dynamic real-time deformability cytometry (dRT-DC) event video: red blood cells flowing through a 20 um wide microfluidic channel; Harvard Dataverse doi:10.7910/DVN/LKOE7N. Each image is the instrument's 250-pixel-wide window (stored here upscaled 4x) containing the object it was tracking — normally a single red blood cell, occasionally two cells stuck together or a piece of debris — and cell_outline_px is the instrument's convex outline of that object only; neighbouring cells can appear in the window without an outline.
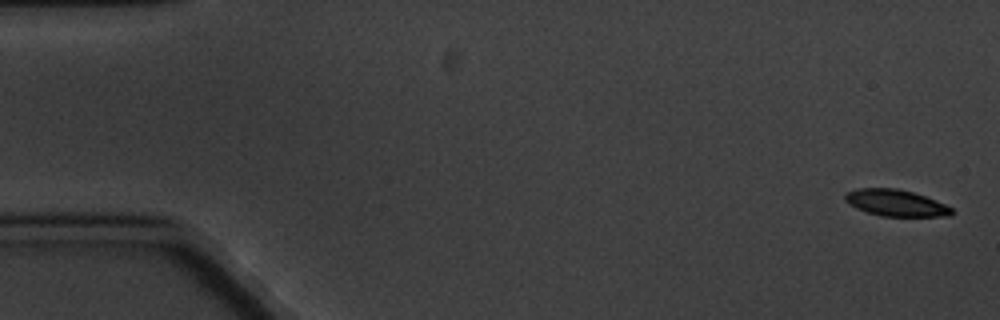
{"species": "common noctule bat (a hibernating species)", "species_latin": "Nyctalus noctula", "temperature_condition": "cold", "stored_images_in_passage": 10, "camera_frame_rate_fps": 3000, "um_per_image_px": 0.085, "animal": {"sex": "male", "body_mass_g": 20.1, "forearm_length_mm": 53.5}, "frame": {"image": 1, "passage_image": 1, "time_ms": 0.0, "image_size_px": [1000, 320], "cell_outline_px": [[956, 212], [948, 216], [880, 216], [856, 208], [848, 204], [844, 200], [844, 196], [848, 192], [856, 188], [896, 188], [912, 192], [936, 200], [952, 208]], "centroid_in_image_um": [76.13, 17.25], "position_along_channel_um": 8.9, "area_um2": 16.47}}
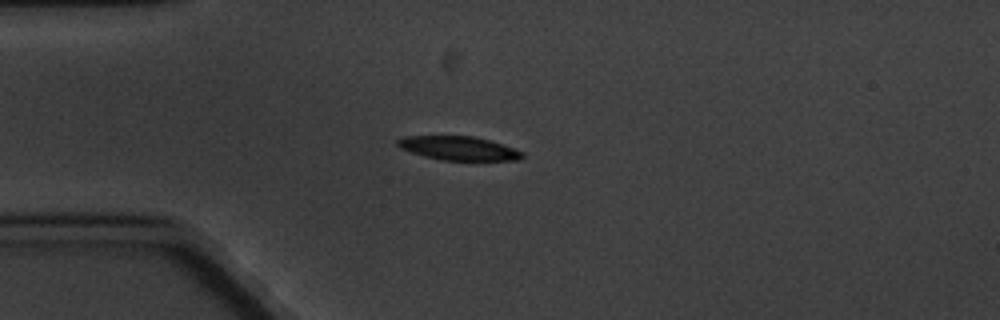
{"frame": {"image": 2, "passage_image": 5, "time_ms": 4.667, "image_size_px": [1000, 320], "cell_outline_px": [[524, 156], [520, 160], [444, 160], [424, 156], [400, 148], [396, 144], [396, 140], [404, 136], [472, 136], [488, 140], [524, 152]], "centroid_in_image_um": [38.96, 12.6], "position_along_channel_um": 46.0, "area_um2": 17.11}}